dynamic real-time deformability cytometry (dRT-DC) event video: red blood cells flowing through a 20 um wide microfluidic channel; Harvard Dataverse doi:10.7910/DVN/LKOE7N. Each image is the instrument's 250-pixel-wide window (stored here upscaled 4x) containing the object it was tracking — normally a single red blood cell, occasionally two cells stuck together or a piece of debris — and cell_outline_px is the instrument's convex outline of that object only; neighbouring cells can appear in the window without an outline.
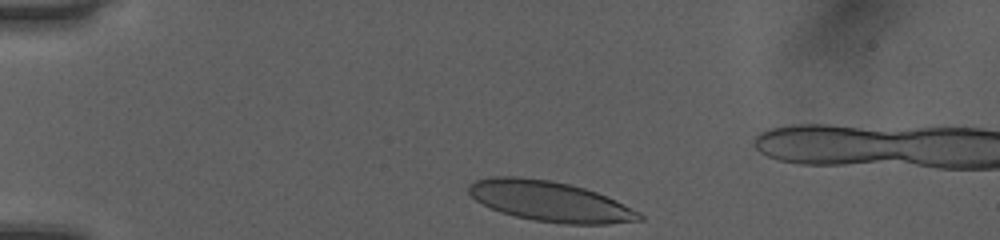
{"species": "human", "species_latin": "Homo sapiens", "temperature_condition": "room temperature", "stored_images_in_passage": 33, "camera_frame_rate_fps": 3000, "um_per_image_px": 0.085, "donor": {"sex": "female"}, "frame": {"image": 1, "passage_image": 1, "time_ms": 0.0, "image_size_px": [1000, 240], "cell_outline_px": [[644, 220], [608, 224], [564, 224], [532, 220], [500, 212], [476, 200], [468, 192], [468, 188], [476, 180], [492, 176], [516, 176], [552, 180], [584, 188], [596, 192], [616, 200], [640, 212], [644, 216]], "centroid_in_image_um": [46.78, 17.11], "position_along_channel_um": 38.2, "area_um2": 40.0}}
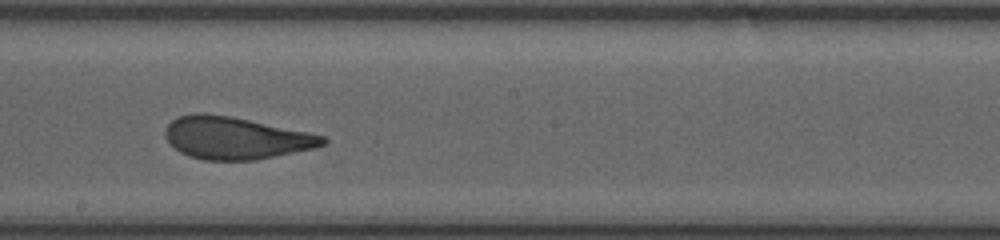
{"frame": {"image": 2, "passage_image": 19, "time_ms": 6.0, "image_size_px": [1000, 240], "cell_outline_px": [[328, 140], [324, 144], [312, 148], [256, 160], [204, 160], [180, 152], [168, 140], [164, 132], [168, 124], [172, 120], [180, 116], [196, 112], [228, 116], [308, 132], [324, 136]], "centroid_in_image_um": [20.01, 11.73], "position_along_channel_um": 228.2, "area_um2": 38.09}}
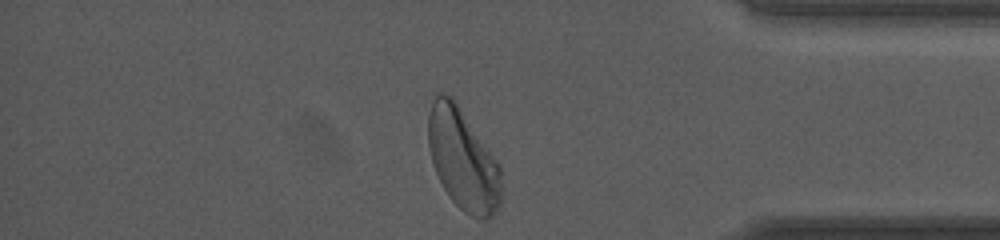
{"frame": {"image": 3, "passage_image": 33, "time_ms": 10.667, "image_size_px": [1000, 240], "cell_outline_px": [[500, 204], [492, 216], [484, 220], [480, 220], [464, 212], [448, 196], [436, 172], [432, 160], [428, 144], [428, 116], [432, 100], [436, 92], [440, 92], [452, 96], [456, 100], [500, 164]], "centroid_in_image_um": [39.34, 13.52], "position_along_channel_um": 395.9, "area_um2": 43.29}, "authors_computed_cell_mechanics": {"area_um2": 39.3618, "velocity_mm_per_s": 4.034, "shape_relaxation_time_tau1_ms": 5.322, "shape_relaxation_time_tau2_ms": 0.8416, "deformation_change_tau1": 0.1728, "deformation_change_tau2": 0.0882}}